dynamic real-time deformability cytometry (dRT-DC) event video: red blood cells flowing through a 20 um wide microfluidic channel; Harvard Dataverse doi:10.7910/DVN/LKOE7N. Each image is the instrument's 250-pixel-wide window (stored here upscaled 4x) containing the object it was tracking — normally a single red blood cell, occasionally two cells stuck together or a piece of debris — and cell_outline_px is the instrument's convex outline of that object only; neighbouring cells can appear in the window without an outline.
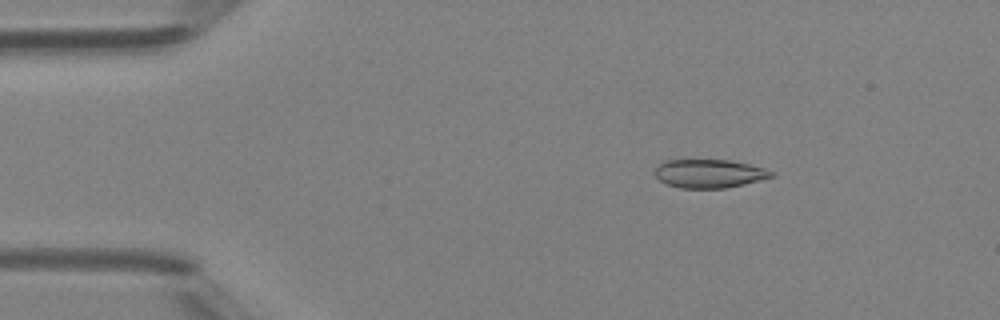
{"species": "Egyptian fruit bat (a non-hibernating species)", "species_latin": "Rousettus aegyptiacus", "temperature_condition": "room temperature", "stored_images_in_passage": 25, "camera_frame_rate_fps": 3000, "um_per_image_px": 0.085, "animal": {"sex": "female"}, "frame": {"image": 1, "passage_image": 8, "time_ms": 2.333, "image_size_px": [1000, 320], "cell_outline_px": [[776, 176], [744, 184], [724, 188], [680, 188], [668, 184], [660, 180], [656, 176], [656, 168], [664, 160], [728, 160], [748, 164], [764, 168], [772, 172]], "centroid_in_image_um": [60.3, 14.75], "position_along_channel_um": 24.7, "area_um2": 19.13}}
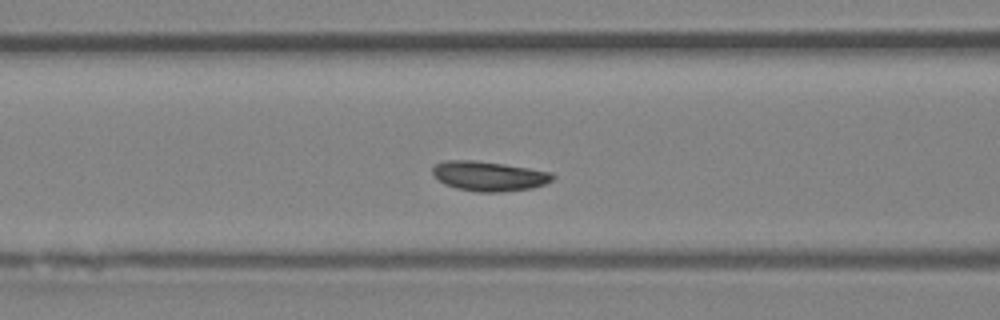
{"frame": {"image": 2, "passage_image": 20, "time_ms": 6.333, "image_size_px": [1000, 320], "cell_outline_px": [[556, 176], [552, 180], [544, 184], [532, 188], [500, 192], [476, 192], [456, 188], [444, 184], [432, 172], [432, 164], [444, 160], [476, 160], [504, 164], [552, 172]], "centroid_in_image_um": [41.54, 14.96], "position_along_channel_um": 125.1, "area_um2": 20.92}}
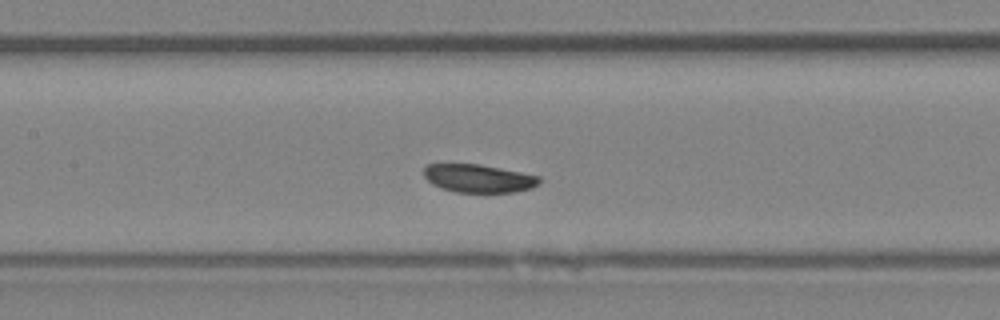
{"frame": {"image": 3, "passage_image": 23, "time_ms": 7.333, "image_size_px": [1000, 320], "cell_outline_px": [[540, 184], [532, 188], [512, 192], [456, 192], [440, 188], [432, 184], [424, 176], [424, 164], [480, 164], [540, 176]], "centroid_in_image_um": [40.67, 15.16], "position_along_channel_um": 166.7, "area_um2": 18.96}}